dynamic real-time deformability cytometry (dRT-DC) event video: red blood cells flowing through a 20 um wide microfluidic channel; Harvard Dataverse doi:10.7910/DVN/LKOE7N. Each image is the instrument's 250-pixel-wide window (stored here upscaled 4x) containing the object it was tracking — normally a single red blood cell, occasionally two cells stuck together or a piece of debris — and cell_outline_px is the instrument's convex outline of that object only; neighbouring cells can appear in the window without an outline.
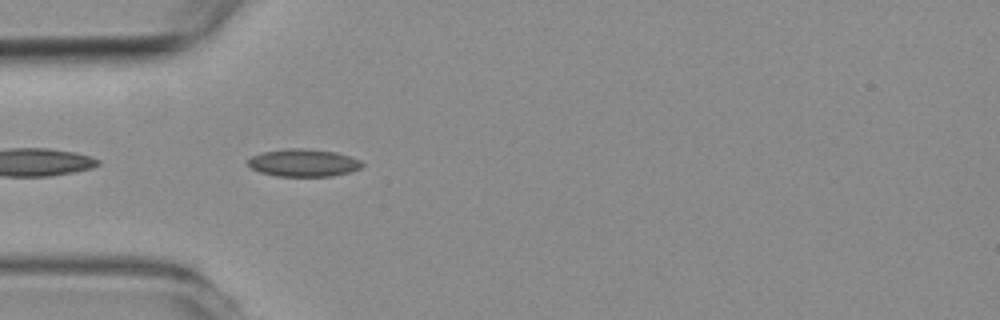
{"species": "common noctule bat (a hibernating species)", "species_latin": "Nyctalus noctula", "temperature_condition": "room temperature", "stored_images_in_passage": 4, "camera_frame_rate_fps": 3000, "um_per_image_px": 0.085, "animal": {"sex": "female", "body_mass_g": 19.3, "forearm_length_mm": 54.1}, "frame": {"image": 1, "passage_image": 4, "time_ms": 4.667, "image_size_px": [1000, 320], "cell_outline_px": [[364, 164], [360, 168], [348, 172], [332, 176], [276, 176], [260, 172], [252, 168], [248, 164], [248, 160], [252, 156], [264, 152], [288, 148], [300, 148], [336, 152], [360, 160]], "centroid_in_image_um": [25.79, 13.84], "position_along_channel_um": 59.2, "area_um2": 18.09}}